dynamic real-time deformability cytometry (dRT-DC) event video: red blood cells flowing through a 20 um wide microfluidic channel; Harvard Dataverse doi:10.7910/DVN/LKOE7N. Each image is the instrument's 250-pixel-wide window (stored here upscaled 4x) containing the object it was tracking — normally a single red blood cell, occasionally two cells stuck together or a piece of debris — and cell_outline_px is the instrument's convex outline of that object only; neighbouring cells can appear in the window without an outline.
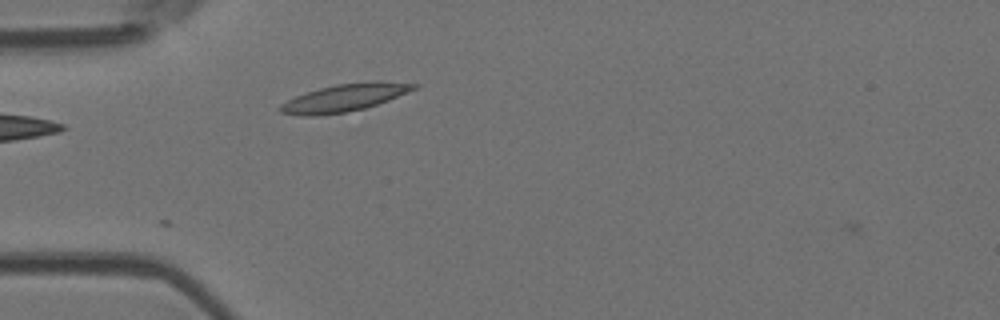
{"species": "Egyptian fruit bat (a non-hibernating species)", "species_latin": "Rousettus aegyptiacus", "temperature_condition": "room temperature", "stored_images_in_passage": 4, "camera_frame_rate_fps": 3000, "um_per_image_px": 0.085, "animal": {"sex": "female"}, "frame": {"image": 1, "passage_image": 3, "time_ms": 2.333, "image_size_px": [1000, 320], "cell_outline_px": [[420, 84], [416, 88], [408, 92], [388, 100], [364, 108], [344, 112], [316, 116], [304, 116], [280, 112], [276, 108], [280, 104], [296, 96], [320, 88], [336, 84], [376, 80]], "centroid_in_image_um": [29.27, 8.3], "position_along_channel_um": 55.7, "area_um2": 21.27}}